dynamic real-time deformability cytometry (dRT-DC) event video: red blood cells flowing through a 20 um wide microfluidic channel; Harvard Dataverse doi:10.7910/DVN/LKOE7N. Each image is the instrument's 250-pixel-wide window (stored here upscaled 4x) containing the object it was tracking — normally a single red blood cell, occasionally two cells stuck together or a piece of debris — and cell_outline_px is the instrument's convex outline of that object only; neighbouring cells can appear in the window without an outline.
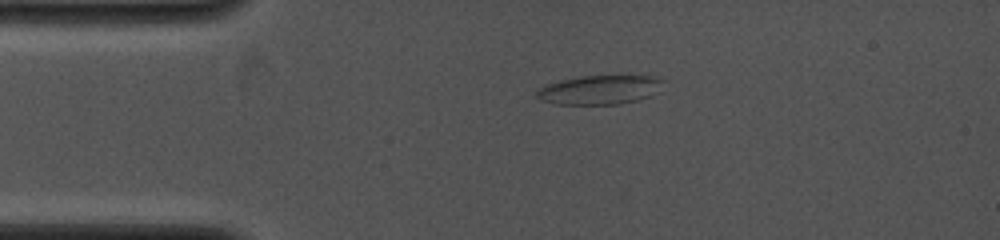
{"species": "common noctule bat (a hibernating species)", "species_latin": "Nyctalus noctula", "temperature_condition": "cold", "stored_images_in_passage": 2, "camera_frame_rate_fps": 4000, "um_per_image_px": 0.085, "animal": {"sex": "female", "body_mass_g": 19.0, "forearm_length_mm": 53.3}, "frame": {"image": 1, "passage_image": 1, "time_ms": 0.0, "image_size_px": [1000, 240], "cell_outline_px": [[664, 80], [652, 96], [620, 104], [556, 104], [540, 100], [536, 96], [536, 92], [540, 88], [548, 84], [560, 80], [580, 76], [652, 76]], "centroid_in_image_um": [50.94, 7.64], "position_along_channel_um": 34.1, "area_um2": 21.21}}